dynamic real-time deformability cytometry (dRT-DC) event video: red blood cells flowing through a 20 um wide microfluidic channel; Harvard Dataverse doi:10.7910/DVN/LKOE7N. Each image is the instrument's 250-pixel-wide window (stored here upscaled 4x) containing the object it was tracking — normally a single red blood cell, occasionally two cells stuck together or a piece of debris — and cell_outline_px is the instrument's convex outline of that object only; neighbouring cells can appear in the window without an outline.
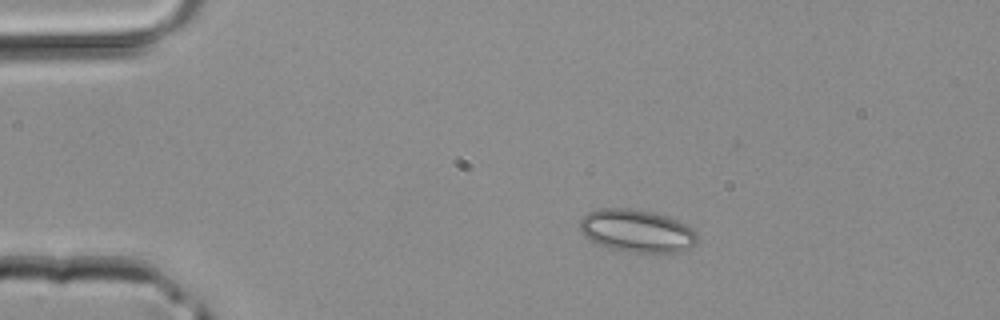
{"species": "common noctule bat (a hibernating species)", "species_latin": "Nyctalus noctula", "temperature_condition": "room temperature", "stored_images_in_passage": 15, "camera_frame_rate_fps": 3000, "um_per_image_px": 0.085, "animal": {"sex": "male", "body_mass_g": 20.4}, "frame": {"image": 1, "passage_image": 8, "time_ms": 2.333, "image_size_px": [1000, 320], "cell_outline_px": [[696, 244], [680, 252], [628, 252], [608, 248], [584, 236], [580, 228], [580, 220], [588, 212], [600, 208], [632, 208], [652, 212], [668, 216], [688, 224], [696, 232]], "centroid_in_image_um": [54.15, 19.61], "position_along_channel_um": 30.8, "area_um2": 29.3}}